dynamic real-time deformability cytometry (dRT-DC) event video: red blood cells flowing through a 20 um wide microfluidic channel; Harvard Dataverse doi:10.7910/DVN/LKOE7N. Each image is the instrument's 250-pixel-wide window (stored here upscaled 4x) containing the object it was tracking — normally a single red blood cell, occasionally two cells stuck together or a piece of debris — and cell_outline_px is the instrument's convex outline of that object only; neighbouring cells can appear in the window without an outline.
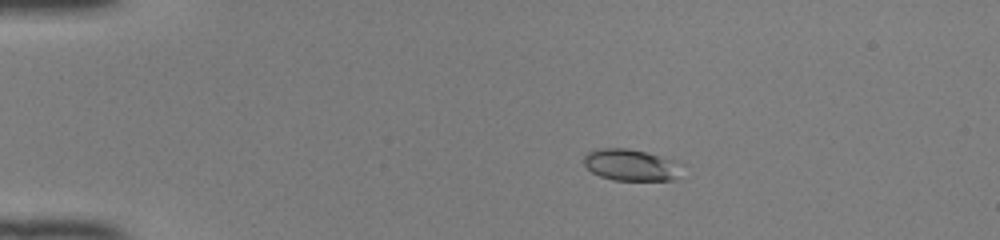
{"species": "common noctule bat (a hibernating species)", "species_latin": "Nyctalus noctula", "temperature_condition": "room temperature", "stored_images_in_passage": 41, "camera_frame_rate_fps": 3000, "um_per_image_px": 0.085, "animal": {"sex": "female", "body_mass_g": 22.0, "forearm_length_mm": 56.7}, "frame": {"image": 1, "passage_image": 1, "time_ms": 0.0, "image_size_px": [1000, 240], "cell_outline_px": [[684, 164], [672, 180], [612, 180], [600, 176], [592, 172], [584, 164], [584, 156], [588, 152], [600, 148], [628, 148], [676, 160]], "centroid_in_image_um": [53.62, 14.01], "position_along_channel_um": 31.4, "area_um2": 17.98}}
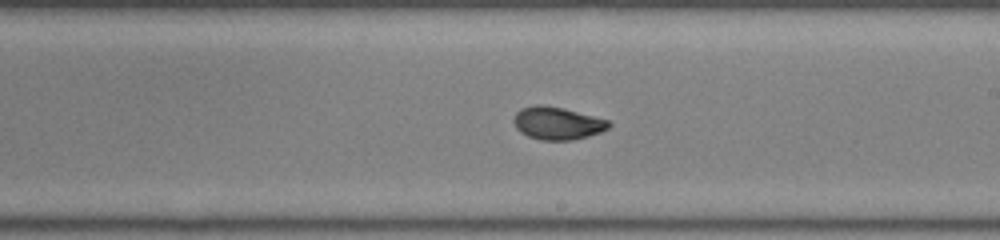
{"frame": {"image": 2, "passage_image": 21, "time_ms": 6.667, "image_size_px": [1000, 240], "cell_outline_px": [[612, 124], [608, 128], [600, 132], [588, 136], [572, 140], [540, 140], [528, 136], [520, 132], [516, 128], [512, 120], [516, 112], [520, 108], [536, 104], [540, 104], [564, 108], [608, 120]], "centroid_in_image_um": [47.34, 10.47], "position_along_channel_um": 241.7, "area_um2": 18.21}}
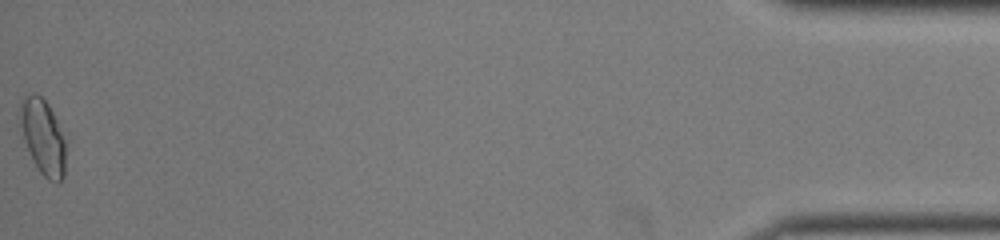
{"frame": {"image": 3, "passage_image": 41, "time_ms": 13.333, "image_size_px": [1000, 240], "cell_outline_px": [[68, 136], [64, 176], [56, 184], [48, 180], [40, 172], [32, 160], [24, 140], [20, 124], [20, 100], [32, 92], [40, 96], [48, 104]], "centroid_in_image_um": [3.72, 11.65], "position_along_channel_um": 431.5, "area_um2": 20.81}, "authors_computed_cell_mechanics": {"area_um2": 18.0336, "velocity_mm_per_s": 4.1257, "shape_relaxation_time_tau1_ms": 6.2593, "shape_relaxation_time_tau2_ms": 0.8591, "deformation_change_tau1": 0.188, "deformation_change_tau2": 0.0482}}